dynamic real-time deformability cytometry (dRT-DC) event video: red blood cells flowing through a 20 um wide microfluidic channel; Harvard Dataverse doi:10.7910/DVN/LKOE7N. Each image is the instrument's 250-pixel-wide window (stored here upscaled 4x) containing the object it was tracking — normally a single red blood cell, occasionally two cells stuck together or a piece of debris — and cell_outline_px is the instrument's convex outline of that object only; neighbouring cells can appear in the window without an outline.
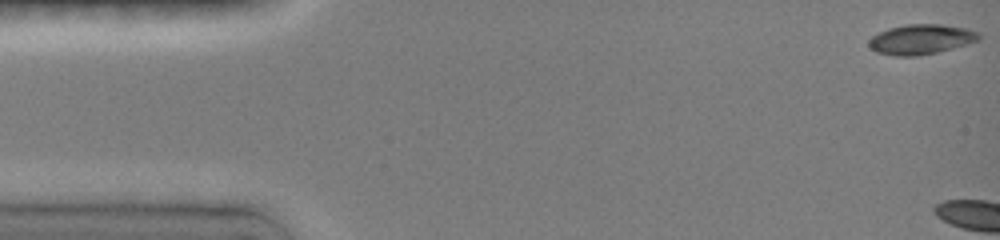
{"species": "common noctule bat (a hibernating species)", "species_latin": "Nyctalus noctula", "temperature_condition": "room temperature", "stored_images_in_passage": 4, "camera_frame_rate_fps": 3000, "um_per_image_px": 0.085, "animal": {"sex": "female", "body_mass_g": 19.0, "forearm_length_mm": 51.5}, "frame": {"image": 1, "passage_image": 1, "time_ms": 0.0, "image_size_px": [1000, 240], "cell_outline_px": [[980, 40], [968, 44], [936, 52], [916, 56], [896, 56], [876, 52], [868, 44], [868, 40], [872, 36], [888, 28], [908, 24], [940, 24], [968, 28], [980, 32]], "centroid_in_image_um": [78.31, 3.33], "position_along_channel_um": 6.7, "area_um2": 19.25}}